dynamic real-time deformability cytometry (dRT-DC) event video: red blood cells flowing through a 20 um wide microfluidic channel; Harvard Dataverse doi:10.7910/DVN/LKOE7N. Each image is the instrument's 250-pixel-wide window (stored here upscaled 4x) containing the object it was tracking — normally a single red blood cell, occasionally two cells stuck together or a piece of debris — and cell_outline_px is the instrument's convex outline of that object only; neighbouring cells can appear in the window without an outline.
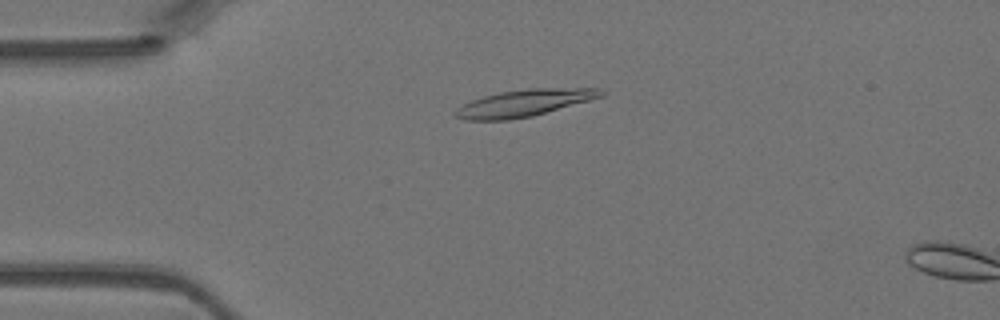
{"species": "Egyptian fruit bat (a non-hibernating species)", "species_latin": "Rousettus aegyptiacus", "temperature_condition": "warm", "stored_images_in_passage": 12, "camera_frame_rate_fps": 3000, "um_per_image_px": 0.085, "animal": {"sex": "female"}, "frame": {"image": 1, "passage_image": 10, "time_ms": 3.0, "image_size_px": [1000, 320], "cell_outline_px": [[608, 92], [604, 96], [532, 116], [508, 120], [464, 120], [452, 116], [452, 112], [456, 108], [472, 100], [484, 96], [500, 92], [528, 88], [600, 88]], "centroid_in_image_um": [44.54, 8.75], "position_along_channel_um": 40.5, "area_um2": 22.95}}